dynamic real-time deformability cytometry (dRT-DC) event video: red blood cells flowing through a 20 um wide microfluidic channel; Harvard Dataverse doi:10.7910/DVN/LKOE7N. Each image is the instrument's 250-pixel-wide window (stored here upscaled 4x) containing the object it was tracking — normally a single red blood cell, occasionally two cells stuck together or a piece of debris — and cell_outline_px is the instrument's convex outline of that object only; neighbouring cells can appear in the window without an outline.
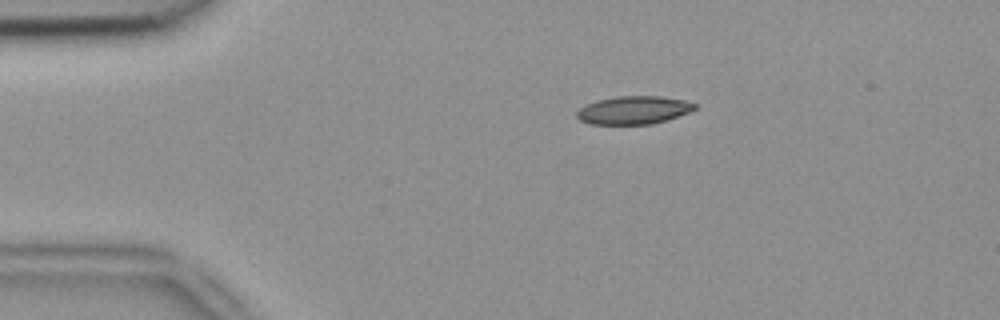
{"species": "common noctule bat (a hibernating species)", "species_latin": "Nyctalus noctula", "temperature_condition": "room temperature", "stored_images_in_passage": 4, "camera_frame_rate_fps": 3000, "um_per_image_px": 0.085, "animal": {"sex": "female", "body_mass_g": 18.4}, "frame": {"image": 1, "passage_image": 1, "time_ms": 0.0, "image_size_px": [1000, 320], "cell_outline_px": [[696, 108], [688, 112], [668, 120], [652, 124], [588, 124], [580, 120], [576, 116], [576, 112], [580, 108], [596, 100], [616, 96], [660, 96], [684, 100], [696, 104]], "centroid_in_image_um": [53.84, 9.36], "position_along_channel_um": 31.2, "area_um2": 19.31}}
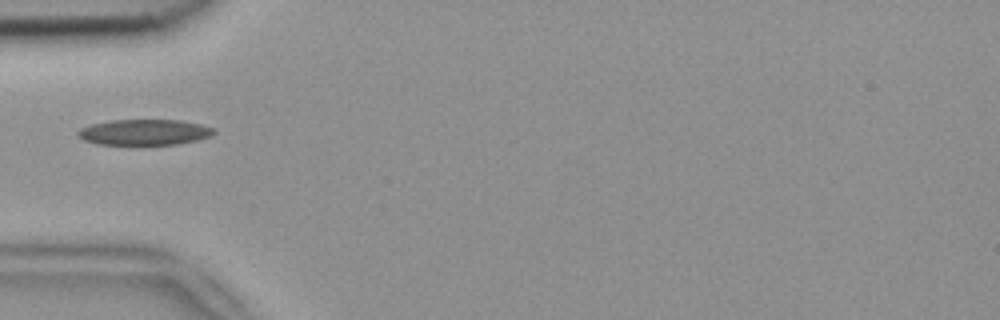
{"frame": {"image": 2, "passage_image": 3, "time_ms": 0.667, "image_size_px": [1000, 320], "cell_outline_px": [[216, 132], [212, 136], [196, 140], [176, 144], [96, 144], [84, 140], [76, 136], [76, 132], [80, 128], [92, 124], [112, 120], [180, 120], [200, 124], [216, 128]], "centroid_in_image_um": [12.28, 11.23], "position_along_channel_um": 72.7, "area_um2": 20.4}}